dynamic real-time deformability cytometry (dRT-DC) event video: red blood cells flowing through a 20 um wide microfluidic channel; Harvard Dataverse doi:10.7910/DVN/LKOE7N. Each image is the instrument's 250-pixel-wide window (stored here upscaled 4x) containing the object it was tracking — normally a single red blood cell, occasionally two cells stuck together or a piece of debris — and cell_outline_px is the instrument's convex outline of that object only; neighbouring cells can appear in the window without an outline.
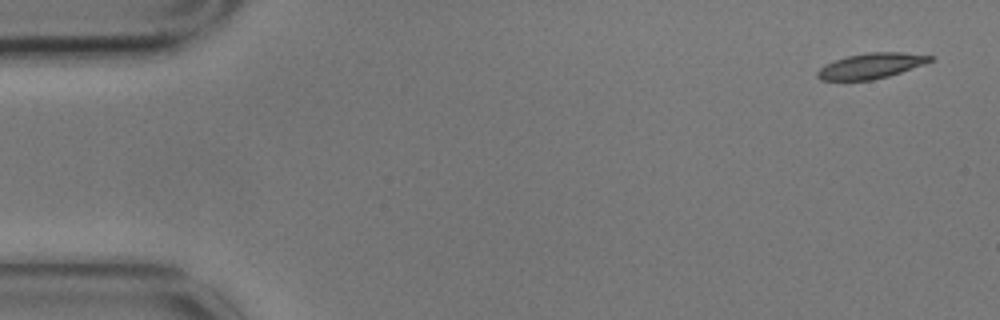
{"species": "common noctule bat (a hibernating species)", "species_latin": "Nyctalus noctula", "temperature_condition": "cold", "stored_images_in_passage": 5, "camera_frame_rate_fps": 3000, "um_per_image_px": 0.085, "animal": {"sex": "male", "body_mass_g": 17.9}, "frame": {"image": 1, "passage_image": 1, "time_ms": 0.0, "image_size_px": [1000, 320], "cell_outline_px": [[936, 56], [932, 60], [924, 64], [888, 76], [872, 80], [820, 80], [816, 76], [816, 72], [824, 64], [848, 56], [868, 52], [900, 52]], "centroid_in_image_um": [74.02, 5.59], "position_along_channel_um": 11.0, "area_um2": 16.59}}
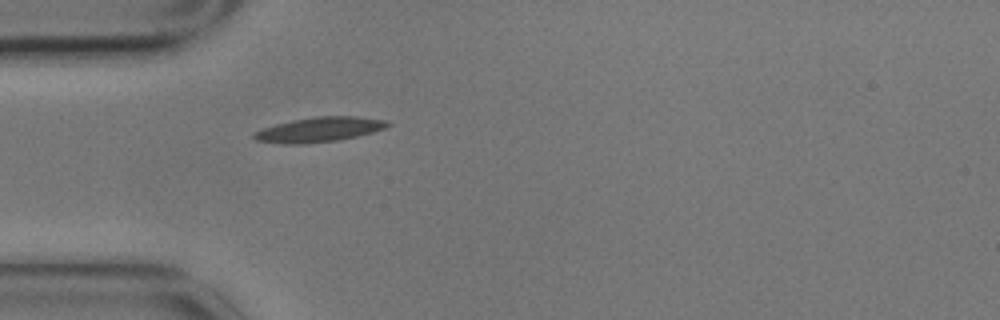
{"frame": {"image": 2, "passage_image": 5, "time_ms": 1.333, "image_size_px": [1000, 320], "cell_outline_px": [[392, 124], [384, 128], [372, 132], [356, 136], [336, 140], [304, 144], [284, 144], [256, 140], [252, 136], [252, 132], [276, 124], [292, 120], [316, 116], [356, 116], [388, 120]], "centroid_in_image_um": [27.13, 11.0], "position_along_channel_um": 57.9, "area_um2": 19.25}}